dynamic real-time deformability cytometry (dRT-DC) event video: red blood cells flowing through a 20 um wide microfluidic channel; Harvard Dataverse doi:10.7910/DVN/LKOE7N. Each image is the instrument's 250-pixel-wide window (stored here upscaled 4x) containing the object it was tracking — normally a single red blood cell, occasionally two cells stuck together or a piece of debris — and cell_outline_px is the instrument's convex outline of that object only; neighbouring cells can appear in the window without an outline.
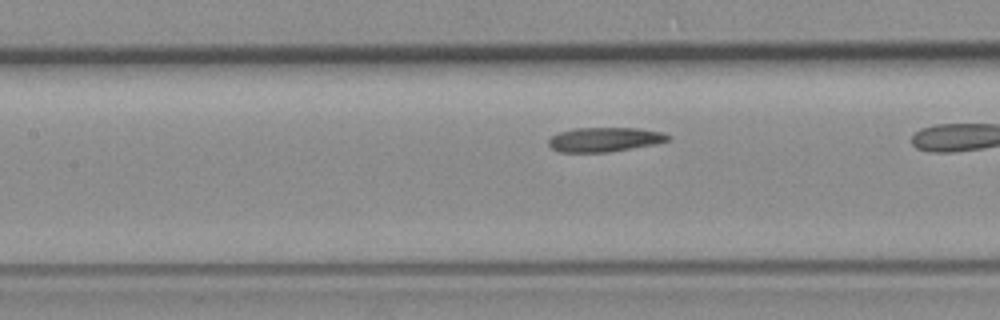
{"species": "common noctule bat (a hibernating species)", "species_latin": "Nyctalus noctula", "temperature_condition": "room temperature", "stored_images_in_passage": 22, "camera_frame_rate_fps": 3000, "um_per_image_px": 0.085, "animal": {"sex": "female", "body_mass_g": 19.3, "forearm_length_mm": 54.1}, "frame": {"image": 1, "passage_image": 13, "time_ms": 4.0, "image_size_px": [1000, 320], "cell_outline_px": [[672, 136], [668, 140], [656, 144], [608, 152], [560, 152], [552, 148], [548, 144], [548, 140], [552, 136], [560, 132], [572, 128], [640, 128], [664, 132]], "centroid_in_image_um": [51.42, 11.85], "position_along_channel_um": 156.0, "area_um2": 17.05}}